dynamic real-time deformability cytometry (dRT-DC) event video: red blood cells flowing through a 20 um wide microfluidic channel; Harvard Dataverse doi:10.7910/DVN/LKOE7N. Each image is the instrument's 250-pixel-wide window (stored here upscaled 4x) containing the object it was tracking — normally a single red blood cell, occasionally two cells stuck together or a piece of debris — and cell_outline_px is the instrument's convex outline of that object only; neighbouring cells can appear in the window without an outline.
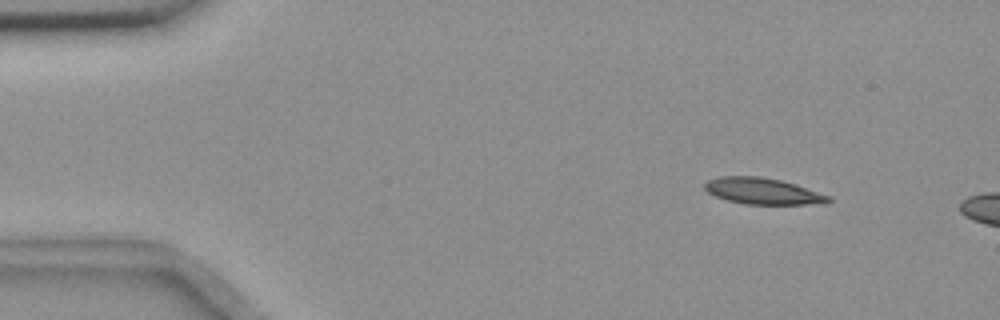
{"species": "common noctule bat (a hibernating species)", "species_latin": "Nyctalus noctula", "temperature_condition": "room temperature", "stored_images_in_passage": 47, "camera_frame_rate_fps": 3000, "um_per_image_px": 0.085, "animal": {"sex": "female", "body_mass_g": 18.4}, "frame": {"image": 1, "passage_image": 1, "time_ms": 0.0, "image_size_px": [1000, 320], "cell_outline_px": [[832, 200], [828, 204], [744, 204], [728, 200], [716, 196], [708, 192], [704, 188], [704, 184], [708, 180], [720, 176], [760, 176], [780, 180], [796, 184], [832, 196]], "centroid_in_image_um": [64.9, 16.25], "position_along_channel_um": 20.1, "area_um2": 19.13}}
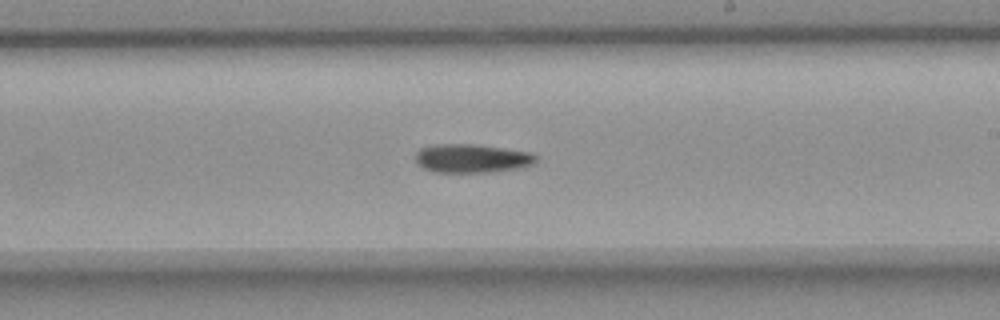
{"frame": {"image": 2, "passage_image": 27, "time_ms": 8.667, "image_size_px": [1000, 320], "cell_outline_px": [[540, 156], [532, 164], [520, 168], [488, 172], [436, 172], [424, 168], [416, 160], [416, 152], [420, 148], [436, 144], [472, 144], [532, 152]], "centroid_in_image_um": [40.14, 13.46], "position_along_channel_um": 248.9, "area_um2": 20.06}}
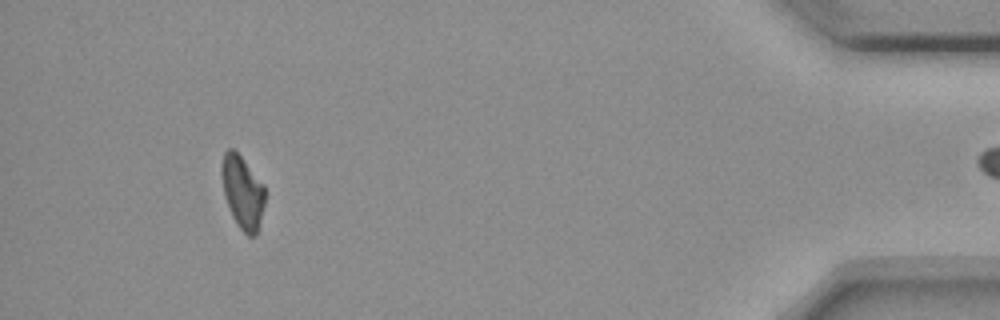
{"frame": {"image": 3, "passage_image": 46, "time_ms": 15.0, "image_size_px": [1000, 320], "cell_outline_px": [[264, 204], [256, 236], [248, 236], [240, 228], [232, 216], [228, 208], [224, 196], [220, 172], [220, 164], [224, 152], [228, 148], [232, 148], [240, 156], [264, 184]], "centroid_in_image_um": [20.58, 16.31], "position_along_channel_um": 414.6, "area_um2": 18.44}}